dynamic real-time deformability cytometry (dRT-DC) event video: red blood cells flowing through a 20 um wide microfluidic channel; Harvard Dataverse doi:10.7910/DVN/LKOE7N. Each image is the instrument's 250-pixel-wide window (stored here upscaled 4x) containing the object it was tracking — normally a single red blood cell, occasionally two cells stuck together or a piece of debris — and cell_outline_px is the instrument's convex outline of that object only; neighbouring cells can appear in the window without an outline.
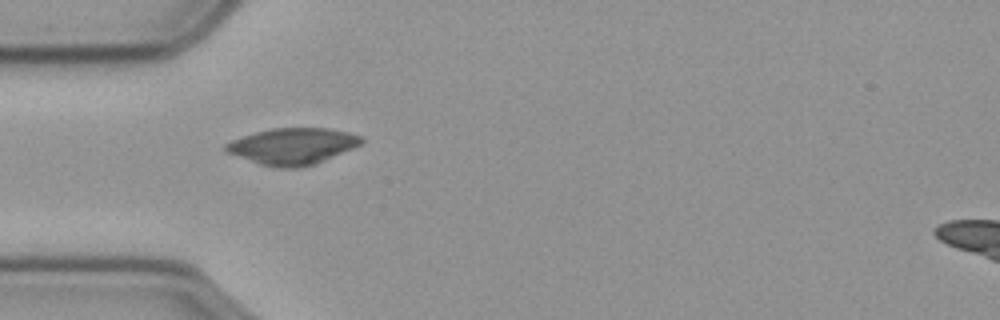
{"species": "common noctule bat (a hibernating species)", "species_latin": "Nyctalus noctula", "temperature_condition": "cold", "stored_images_in_passage": 36, "camera_frame_rate_fps": 3000, "um_per_image_px": 0.085, "animal": {"sex": "male", "body_mass_g": 23.1, "forearm_length_mm": 52.7}, "frame": {"image": 1, "passage_image": 1, "time_ms": 0.0, "image_size_px": [1000, 320], "cell_outline_px": [[364, 140], [360, 144], [352, 148], [312, 164], [300, 168], [276, 168], [260, 164], [228, 152], [224, 148], [224, 144], [232, 140], [256, 132], [272, 128], [328, 128], [348, 132], [360, 136]], "centroid_in_image_um": [24.85, 12.42], "position_along_channel_um": 60.1, "area_um2": 28.21}}
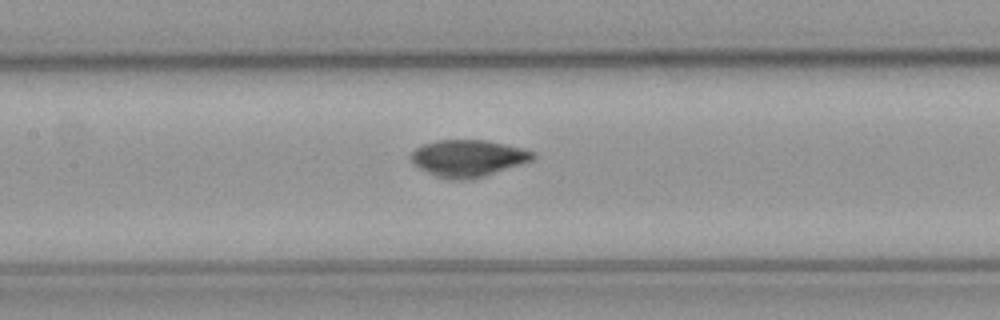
{"frame": {"image": 2, "passage_image": 10, "time_ms": 3.0, "image_size_px": [1000, 320], "cell_outline_px": [[536, 156], [532, 160], [480, 176], [440, 176], [416, 164], [412, 160], [412, 152], [420, 144], [436, 140], [488, 140], [524, 148], [532, 152]], "centroid_in_image_um": [39.83, 13.35], "position_along_channel_um": 167.6, "area_um2": 24.57}}
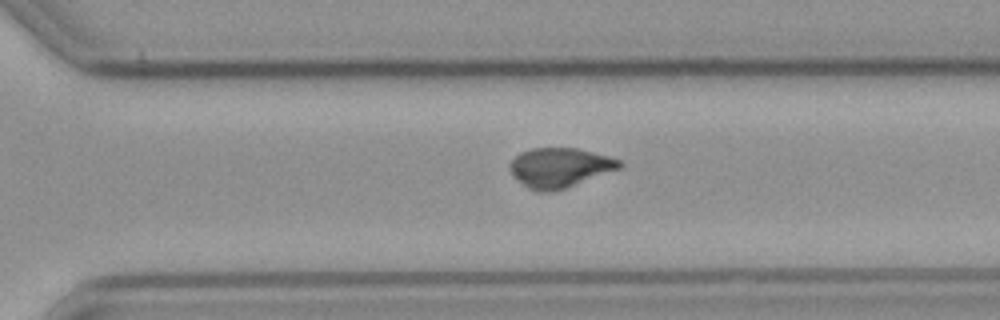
{"frame": {"image": 3, "passage_image": 23, "time_ms": 7.333, "image_size_px": [1000, 320], "cell_outline_px": [[624, 164], [620, 168], [564, 188], [552, 192], [536, 192], [528, 188], [508, 168], [508, 164], [520, 152], [532, 148], [576, 148], [608, 156], [620, 160]], "centroid_in_image_um": [47.56, 14.24], "position_along_channel_um": 323.0, "area_um2": 24.91}, "authors_computed_cell_mechanics": {"area_um2": 25.3742, "velocity_mm_per_s": 3.6075, "shape_relaxation_time_tau1_ms": 10.3576, "shape_relaxation_time_tau2_ms": 8.4103, "deformation_change_tau1": 0.1835, "deformation_change_tau2": 0.0645}}